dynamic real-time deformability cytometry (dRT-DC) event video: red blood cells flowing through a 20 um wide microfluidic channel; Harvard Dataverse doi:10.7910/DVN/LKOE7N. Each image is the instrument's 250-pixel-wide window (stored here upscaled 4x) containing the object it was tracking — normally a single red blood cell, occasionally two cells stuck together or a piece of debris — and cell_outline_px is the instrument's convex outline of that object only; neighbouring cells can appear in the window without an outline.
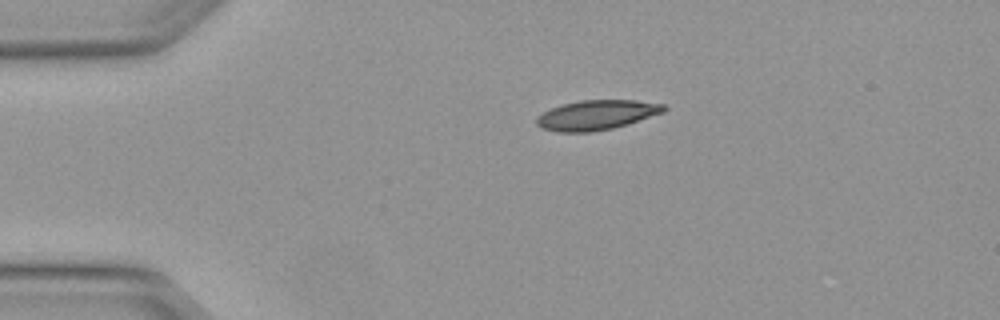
{"species": "Egyptian fruit bat (a non-hibernating species)", "species_latin": "Rousettus aegyptiacus", "temperature_condition": "warm", "stored_images_in_passage": 2, "camera_frame_rate_fps": 3000, "um_per_image_px": 0.085, "animal": {"sex": "female"}, "frame": {"image": 1, "passage_image": 1, "time_ms": 0.0, "image_size_px": [1000, 320], "cell_outline_px": [[668, 108], [664, 112], [628, 124], [612, 128], [588, 132], [560, 132], [540, 128], [536, 124], [536, 116], [552, 108], [564, 104], [580, 100], [636, 100], [664, 104]], "centroid_in_image_um": [50.72, 9.77], "position_along_channel_um": 34.3, "area_um2": 22.02}}